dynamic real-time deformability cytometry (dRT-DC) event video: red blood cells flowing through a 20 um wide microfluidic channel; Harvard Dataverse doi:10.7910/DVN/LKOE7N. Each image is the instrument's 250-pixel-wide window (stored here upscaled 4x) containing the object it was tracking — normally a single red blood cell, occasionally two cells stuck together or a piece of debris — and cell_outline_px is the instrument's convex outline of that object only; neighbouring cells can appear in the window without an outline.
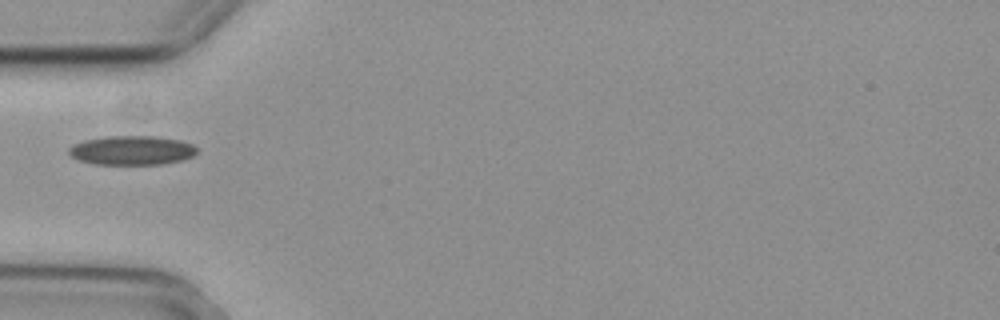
{"species": "common noctule bat (a hibernating species)", "species_latin": "Nyctalus noctula", "temperature_condition": "cold", "stored_images_in_passage": 34, "camera_frame_rate_fps": 3000, "um_per_image_px": 0.085, "animal": {"sex": "female", "body_mass_g": 29.2, "forearm_length_mm": 56.3}, "frame": {"image": 1, "passage_image": 1, "time_ms": 0.0, "image_size_px": [1000, 320], "cell_outline_px": [[196, 152], [192, 156], [180, 160], [160, 164], [96, 164], [80, 160], [72, 156], [68, 152], [68, 148], [72, 144], [84, 140], [108, 136], [152, 136], [180, 140], [192, 144], [196, 148]], "centroid_in_image_um": [11.17, 12.77], "position_along_channel_um": 73.8, "area_um2": 21.56}}
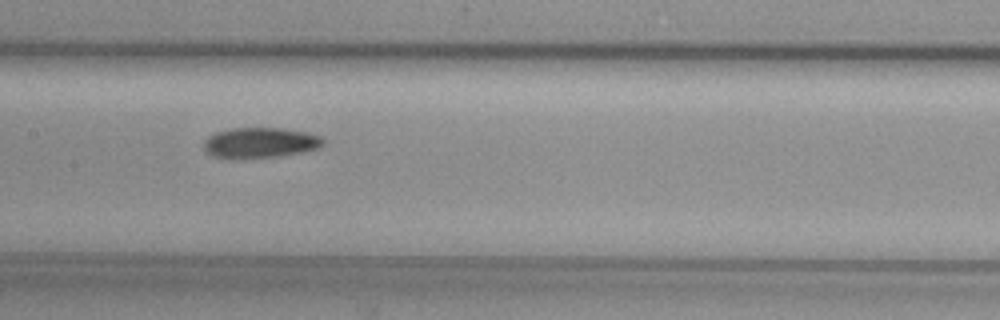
{"frame": {"image": 2, "passage_image": 10, "time_ms": 3.0, "image_size_px": [1000, 320], "cell_outline_px": [[324, 144], [316, 148], [300, 152], [272, 156], [212, 156], [204, 148], [204, 140], [208, 136], [216, 132], [232, 128], [280, 128], [308, 132], [320, 136], [324, 140]], "centroid_in_image_um": [22.13, 12.08], "position_along_channel_um": 185.3, "area_um2": 20.29}}